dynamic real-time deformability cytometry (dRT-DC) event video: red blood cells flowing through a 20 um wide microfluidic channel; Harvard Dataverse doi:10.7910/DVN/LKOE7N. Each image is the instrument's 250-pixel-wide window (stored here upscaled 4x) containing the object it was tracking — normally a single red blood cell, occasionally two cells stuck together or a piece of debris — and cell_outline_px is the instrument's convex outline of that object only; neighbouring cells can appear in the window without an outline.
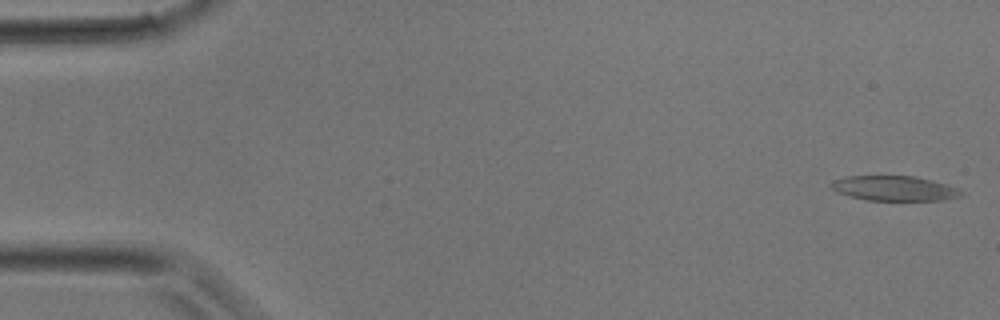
{"species": "common noctule bat (a hibernating species)", "species_latin": "Nyctalus noctula", "temperature_condition": "room temperature", "stored_images_in_passage": 36, "camera_frame_rate_fps": 3000, "um_per_image_px": 0.085, "animal": {"sex": "male", "body_mass_g": 17.9}, "frame": {"image": 1, "passage_image": 1, "time_ms": 0.0, "image_size_px": [1000, 320], "cell_outline_px": [[964, 192], [960, 196], [944, 200], [868, 200], [848, 196], [836, 192], [828, 184], [832, 180], [848, 176], [916, 176], [932, 180], [956, 188]], "centroid_in_image_um": [75.96, 16.0], "position_along_channel_um": 9.0, "area_um2": 18.84}}
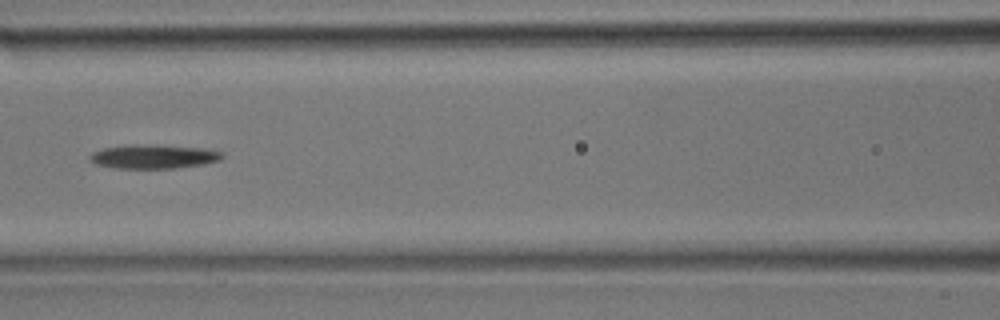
{"frame": {"image": 2, "passage_image": 16, "time_ms": 5.0, "image_size_px": [1000, 320], "cell_outline_px": [[224, 156], [220, 160], [204, 164], [176, 168], [116, 168], [96, 164], [88, 160], [88, 156], [92, 152], [104, 148], [124, 144], [152, 144], [212, 148], [224, 152]], "centroid_in_image_um": [13.09, 13.28], "position_along_channel_um": 153.5, "area_um2": 19.07}}
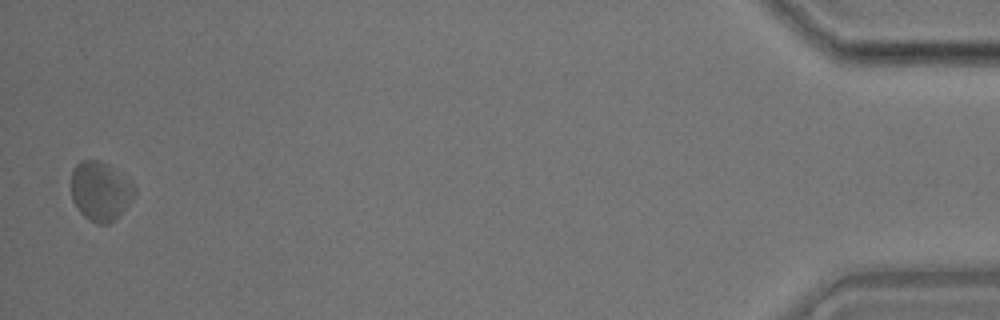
{"frame": {"image": 3, "passage_image": 36, "time_ms": 11.667, "image_size_px": [1000, 320], "cell_outline_px": [[136, 196], [108, 224], [96, 224], [88, 220], [76, 208], [72, 200], [72, 168], [80, 160], [100, 160], [112, 168], [132, 184], [136, 188]], "centroid_in_image_um": [8.49, 16.25], "position_along_channel_um": 426.7, "area_um2": 21.56}}